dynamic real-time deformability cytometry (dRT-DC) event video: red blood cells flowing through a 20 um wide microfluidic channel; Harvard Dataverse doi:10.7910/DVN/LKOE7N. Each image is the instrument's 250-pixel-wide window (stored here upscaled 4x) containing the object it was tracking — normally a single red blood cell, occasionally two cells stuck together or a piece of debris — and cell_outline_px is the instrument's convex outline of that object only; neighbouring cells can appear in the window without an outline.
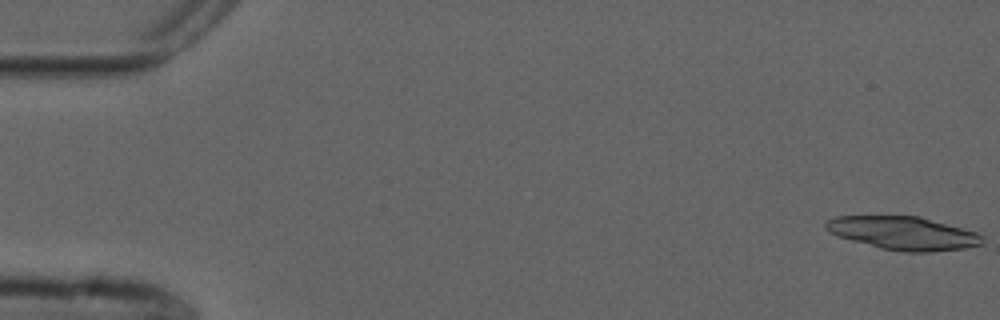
{"species": "common noctule bat (a hibernating species)", "species_latin": "Nyctalus noctula", "temperature_condition": "cold", "stored_images_in_passage": 22, "camera_frame_rate_fps": 3000, "um_per_image_px": 0.085, "animal": {"sex": "male", "forearm_length_mm": 52.5}, "frame": {"image": 1, "passage_image": 1, "time_ms": 0.0, "image_size_px": [1000, 320], "cell_outline_px": [[984, 244], [964, 248], [932, 252], [904, 252], [880, 248], [852, 240], [840, 236], [824, 228], [824, 224], [828, 220], [836, 216], [920, 216], [976, 232], [984, 236]], "centroid_in_image_um": [76.83, 19.82], "position_along_channel_um": 8.2, "area_um2": 30.23}}